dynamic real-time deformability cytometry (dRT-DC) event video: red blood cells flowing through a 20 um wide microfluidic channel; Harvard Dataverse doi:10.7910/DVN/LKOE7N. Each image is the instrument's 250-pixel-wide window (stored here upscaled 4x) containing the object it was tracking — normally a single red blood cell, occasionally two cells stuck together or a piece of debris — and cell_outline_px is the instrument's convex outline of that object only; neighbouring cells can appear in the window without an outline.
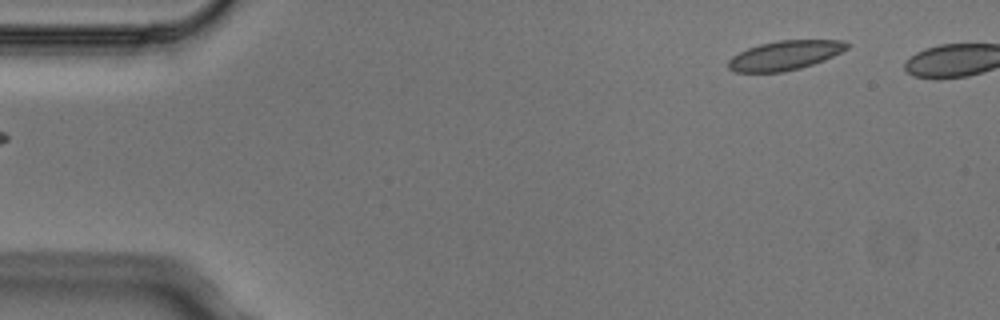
{"species": "Egyptian fruit bat (a non-hibernating species)", "species_latin": "Rousettus aegyptiacus", "temperature_condition": "cold", "stored_images_in_passage": 5, "segment_of_instrument_passage": [2, 2], "camera_frame_rate_fps": 3000, "um_per_image_px": 0.085, "animal": {"sex": "male"}, "frame": {"image": 1, "passage_image": 5, "time_ms": 1.333, "image_size_px": [1000, 320], "cell_outline_px": [[848, 48], [824, 60], [800, 68], [784, 72], [732, 72], [728, 68], [728, 60], [732, 56], [748, 48], [760, 44], [780, 40], [844, 40], [848, 44]], "centroid_in_image_um": [66.69, 4.71], "position_along_channel_um": 18.3, "area_um2": 20.17}}